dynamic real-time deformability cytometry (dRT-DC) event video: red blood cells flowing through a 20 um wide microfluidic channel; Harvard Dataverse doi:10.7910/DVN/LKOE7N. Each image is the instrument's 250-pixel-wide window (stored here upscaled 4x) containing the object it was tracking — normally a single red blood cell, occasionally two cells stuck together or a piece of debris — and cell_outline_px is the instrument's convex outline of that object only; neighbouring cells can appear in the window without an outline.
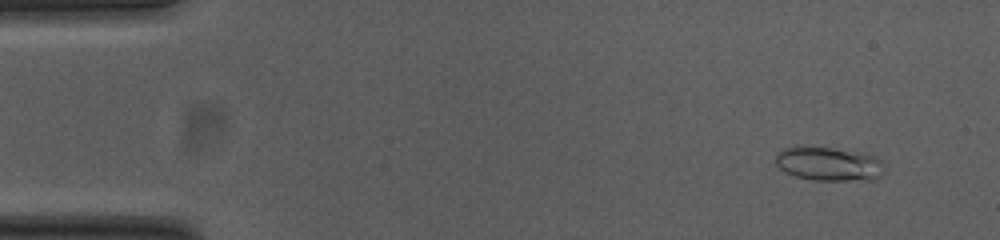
{"species": "common noctule bat (a hibernating species)", "species_latin": "Nyctalus noctula", "temperature_condition": "cold", "stored_images_in_passage": 53, "camera_frame_rate_fps": 3000, "um_per_image_px": 0.085, "animal": {"sex": "female", "body_mass_g": 23.0, "forearm_length_mm": 53.4}, "frame": {"image": 1, "passage_image": 4, "time_ms": 1.0, "image_size_px": [1000, 240], "cell_outline_px": [[884, 168], [880, 176], [872, 180], [812, 180], [796, 176], [784, 172], [776, 164], [776, 152], [784, 148], [832, 148], [864, 152], [880, 160]], "centroid_in_image_um": [70.45, 13.95], "position_along_channel_um": 14.5, "area_um2": 21.21}}
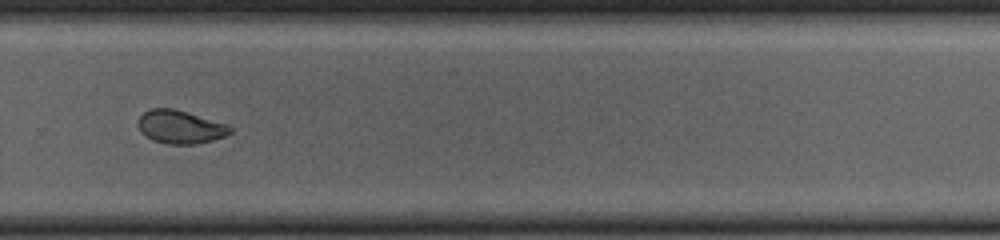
{"frame": {"image": 2, "passage_image": 36, "time_ms": 11.667, "image_size_px": [1000, 240], "cell_outline_px": [[232, 132], [224, 136], [212, 140], [196, 144], [168, 144], [152, 140], [144, 136], [140, 132], [136, 124], [140, 116], [144, 112], [152, 108], [176, 108], [228, 124], [232, 128]], "centroid_in_image_um": [15.3, 10.78], "position_along_channel_um": 314.5, "area_um2": 18.15}}
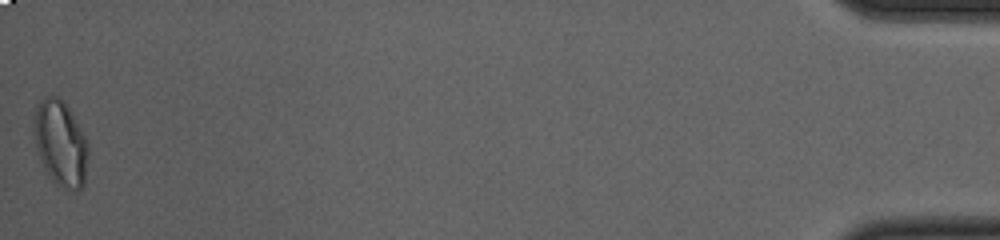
{"frame": {"image": 3, "passage_image": 53, "time_ms": 17.333, "image_size_px": [1000, 240], "cell_outline_px": [[88, 156], [84, 184], [76, 192], [72, 192], [56, 184], [52, 180], [44, 168], [40, 160], [36, 148], [32, 132], [36, 104], [40, 100], [48, 96], [56, 96], [64, 100], [88, 140]], "centroid_in_image_um": [5.14, 12.18], "position_along_channel_um": 430.1, "area_um2": 27.57}, "authors_computed_cell_mechanics": {"area_um2": 19.074, "velocity_mm_per_s": 3.7929, "shape_relaxation_time_tau1_ms": null, "shape_relaxation_time_tau2_ms": 2.2012, "deformation_change_tau1": null, "deformation_change_tau2": 0.0662}}